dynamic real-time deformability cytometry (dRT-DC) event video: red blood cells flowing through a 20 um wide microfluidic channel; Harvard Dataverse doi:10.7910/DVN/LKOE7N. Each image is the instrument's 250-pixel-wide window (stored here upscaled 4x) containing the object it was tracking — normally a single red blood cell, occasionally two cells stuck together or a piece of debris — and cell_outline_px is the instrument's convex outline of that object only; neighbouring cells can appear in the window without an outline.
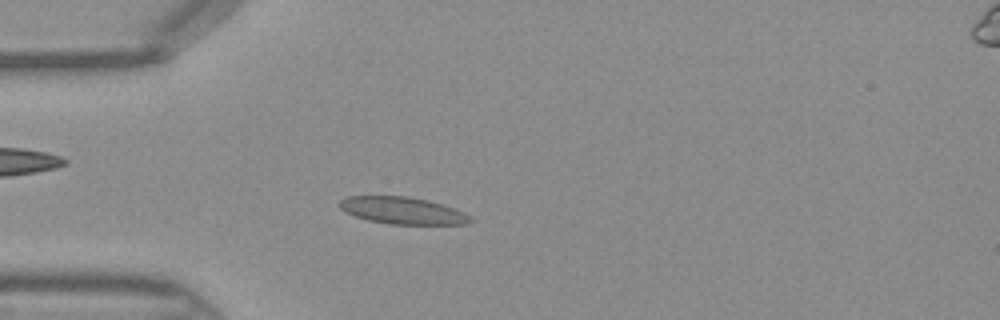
{"species": "Egyptian fruit bat (a non-hibernating species)", "species_latin": "Rousettus aegyptiacus", "temperature_condition": "warm", "stored_images_in_passage": 45, "camera_frame_rate_fps": 3000, "um_per_image_px": 0.085, "frame": {"image": 1, "passage_image": 12, "time_ms": 3.667, "image_size_px": [1000, 320], "cell_outline_px": [[476, 220], [468, 224], [388, 224], [368, 220], [344, 212], [340, 208], [340, 200], [348, 196], [408, 196], [428, 200], [444, 204], [464, 212]], "centroid_in_image_um": [34.26, 17.9], "position_along_channel_um": 50.7, "area_um2": 20.75}}
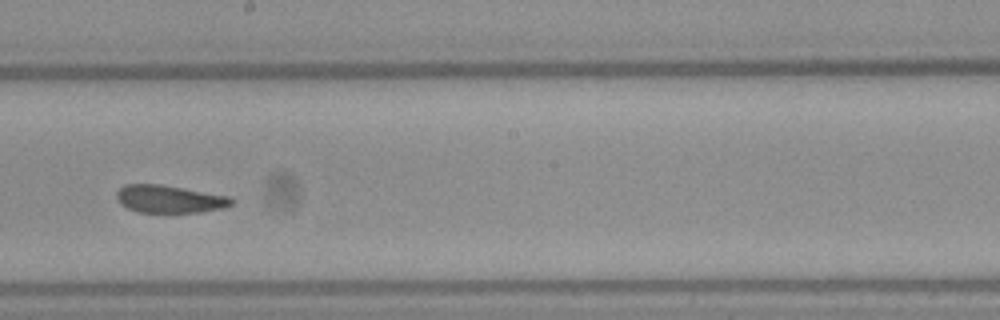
{"frame": {"image": 2, "passage_image": 25, "time_ms": 8.0, "image_size_px": [1000, 320], "cell_outline_px": [[236, 200], [232, 204], [224, 208], [200, 212], [136, 212], [120, 204], [116, 196], [116, 192], [124, 184], [160, 184], [232, 196]], "centroid_in_image_um": [14.44, 16.91], "position_along_channel_um": 233.8, "area_um2": 18.73}}
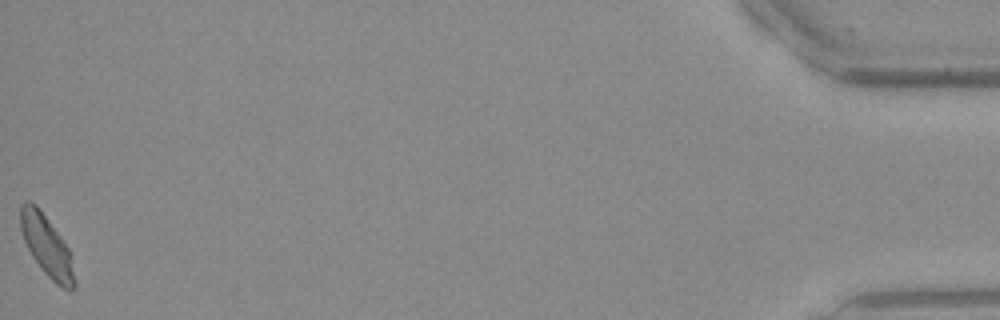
{"frame": {"image": 3, "passage_image": 45, "time_ms": 14.667, "image_size_px": [1000, 320], "cell_outline_px": [[76, 284], [72, 292], [56, 284], [40, 268], [32, 256], [24, 240], [20, 228], [20, 204], [28, 200], [36, 204], [60, 236], [68, 248], [76, 280]], "centroid_in_image_um": [3.96, 20.92], "position_along_channel_um": 431.2, "area_um2": 19.02}}